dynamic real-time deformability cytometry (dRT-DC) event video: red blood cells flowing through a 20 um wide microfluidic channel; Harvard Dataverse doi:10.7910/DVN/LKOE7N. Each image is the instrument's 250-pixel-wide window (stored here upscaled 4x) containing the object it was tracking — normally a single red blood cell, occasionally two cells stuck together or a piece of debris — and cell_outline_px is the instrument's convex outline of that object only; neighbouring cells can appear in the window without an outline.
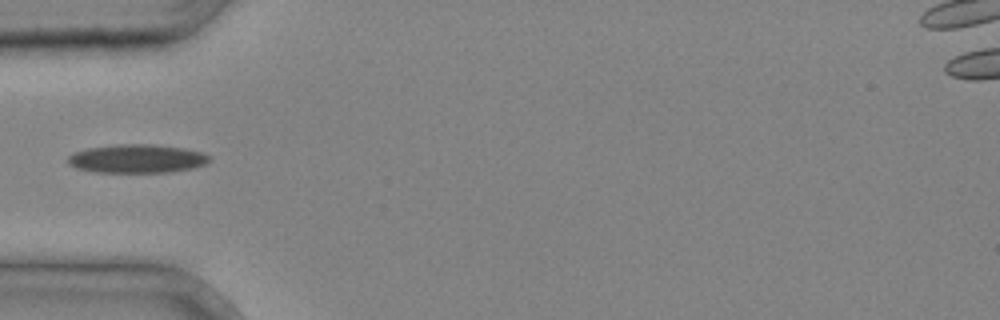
{"species": "common noctule bat (a hibernating species)", "species_latin": "Nyctalus noctula", "temperature_condition": "cold", "stored_images_in_passage": 2, "camera_frame_rate_fps": 3000, "um_per_image_px": 0.085, "animal": {"sex": "male", "body_mass_g": 20.4}, "frame": {"image": 1, "passage_image": 2, "time_ms": 0.333, "image_size_px": [1000, 320], "cell_outline_px": [[212, 160], [204, 164], [192, 168], [168, 172], [92, 172], [76, 168], [68, 164], [68, 156], [72, 152], [88, 148], [116, 144], [152, 144], [184, 148], [200, 152], [212, 156]], "centroid_in_image_um": [11.62, 13.48], "position_along_channel_um": 73.4, "area_um2": 23.7}}